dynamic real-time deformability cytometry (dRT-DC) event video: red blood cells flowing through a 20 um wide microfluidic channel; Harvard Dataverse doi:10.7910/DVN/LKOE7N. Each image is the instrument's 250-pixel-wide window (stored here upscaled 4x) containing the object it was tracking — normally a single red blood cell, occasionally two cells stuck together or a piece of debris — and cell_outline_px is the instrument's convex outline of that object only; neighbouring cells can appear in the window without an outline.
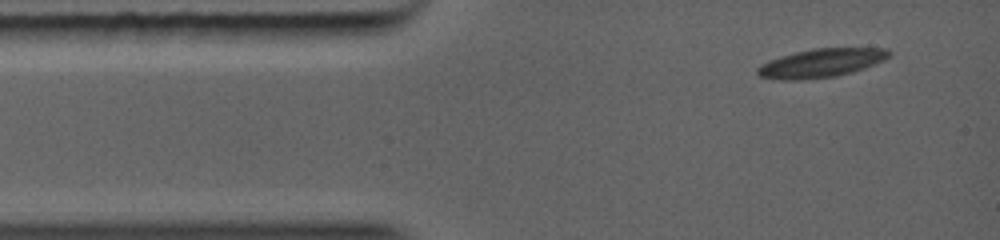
{"species": "common noctule bat (a hibernating species)", "species_latin": "Nyctalus noctula", "temperature_condition": "warm", "stored_images_in_passage": 4, "camera_frame_rate_fps": 5000, "um_per_image_px": 0.085, "animal": {"sex": "female", "body_mass_g": 19.0, "forearm_length_mm": 56.7}, "frame": {"image": 1, "passage_image": 1, "time_ms": 0.0, "image_size_px": [1000, 240], "cell_outline_px": [[892, 52], [888, 56], [864, 68], [836, 76], [800, 80], [784, 80], [760, 76], [756, 72], [756, 68], [760, 64], [768, 60], [780, 56], [796, 52], [816, 48], [888, 48]], "centroid_in_image_um": [69.74, 5.35], "position_along_channel_um": 15.3, "area_um2": 21.68}}
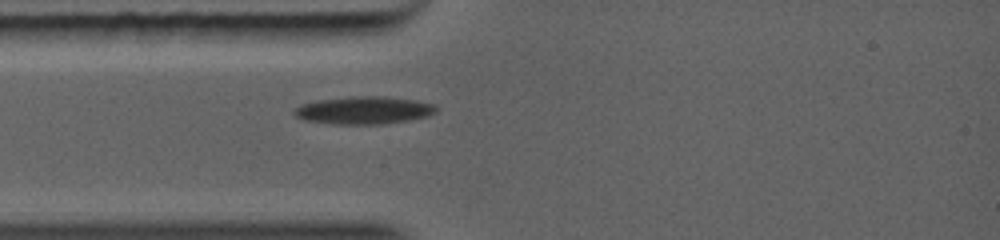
{"frame": {"image": 2, "passage_image": 4, "time_ms": 1.8, "image_size_px": [1000, 240], "cell_outline_px": [[436, 112], [424, 116], [408, 120], [384, 124], [332, 124], [304, 120], [296, 116], [292, 112], [300, 104], [316, 100], [356, 96], [384, 96], [412, 100], [432, 104], [436, 108]], "centroid_in_image_um": [30.85, 9.37], "position_along_channel_um": 54.1, "area_um2": 22.66}}